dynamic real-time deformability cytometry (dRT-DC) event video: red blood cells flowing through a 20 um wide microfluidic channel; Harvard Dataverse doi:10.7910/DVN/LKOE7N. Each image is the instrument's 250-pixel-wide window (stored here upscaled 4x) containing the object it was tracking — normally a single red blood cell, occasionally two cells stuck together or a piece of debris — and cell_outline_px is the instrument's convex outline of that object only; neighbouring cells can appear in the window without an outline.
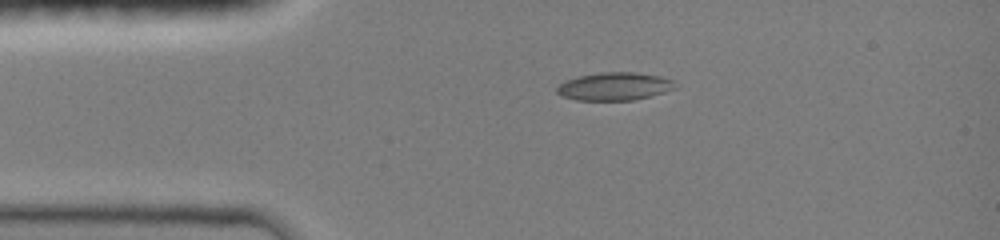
{"species": "common noctule bat (a hibernating species)", "species_latin": "Nyctalus noctula", "temperature_condition": "room temperature", "stored_images_in_passage": 2, "camera_frame_rate_fps": 3000, "um_per_image_px": 0.085, "animal": {"sex": "female", "body_mass_g": 19.0, "forearm_length_mm": 51.5}, "frame": {"image": 1, "passage_image": 1, "time_ms": 0.0, "image_size_px": [1000, 240], "cell_outline_px": [[676, 88], [664, 92], [632, 100], [576, 100], [560, 96], [556, 92], [556, 88], [564, 80], [580, 76], [600, 72], [636, 72], [660, 76], [672, 80]], "centroid_in_image_um": [52.18, 7.34], "position_along_channel_um": 32.8, "area_um2": 19.19}}